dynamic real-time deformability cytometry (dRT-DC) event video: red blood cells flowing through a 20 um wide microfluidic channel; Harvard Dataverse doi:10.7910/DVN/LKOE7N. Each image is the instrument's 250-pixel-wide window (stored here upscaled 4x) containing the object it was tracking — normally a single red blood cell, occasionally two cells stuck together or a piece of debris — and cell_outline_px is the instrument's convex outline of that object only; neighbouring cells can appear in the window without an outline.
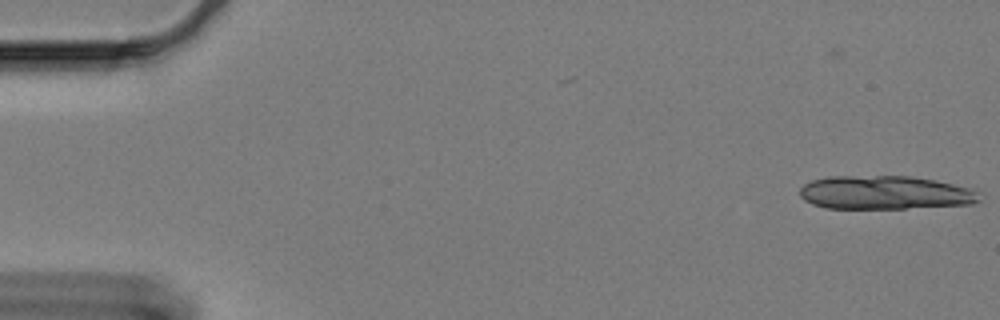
{"species": "Egyptian fruit bat (a non-hibernating species)", "species_latin": "Rousettus aegyptiacus", "temperature_condition": "cold", "stored_images_in_passage": 3, "camera_frame_rate_fps": 3000, "um_per_image_px": 0.085, "animal": {"sex": "female"}, "frame": {"image": 1, "passage_image": 3, "time_ms": 0.667, "image_size_px": [1000, 320], "cell_outline_px": [[980, 200], [972, 204], [904, 208], [824, 208], [812, 204], [804, 200], [800, 196], [800, 188], [804, 184], [812, 180], [828, 176], [908, 176], [936, 180], [968, 188], [976, 192]], "centroid_in_image_um": [75.16, 16.37], "position_along_channel_um": 9.8, "area_um2": 34.97}}